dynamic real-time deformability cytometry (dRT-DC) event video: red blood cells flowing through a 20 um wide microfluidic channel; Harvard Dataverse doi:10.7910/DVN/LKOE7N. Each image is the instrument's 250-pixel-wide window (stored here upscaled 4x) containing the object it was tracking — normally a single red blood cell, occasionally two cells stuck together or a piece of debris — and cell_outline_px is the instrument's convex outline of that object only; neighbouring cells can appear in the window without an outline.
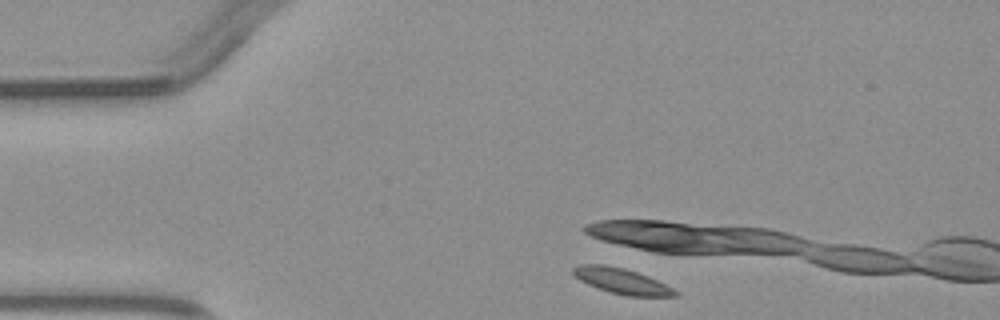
{"species": "common noctule bat (a hibernating species)", "species_latin": "Nyctalus noctula", "temperature_condition": "warm", "stored_images_in_passage": 3, "camera_frame_rate_fps": 3000, "um_per_image_px": 0.085, "animal": {"sex": "male", "body_mass_g": 23.1, "forearm_length_mm": 52.7}, "frame": {"image": 1, "passage_image": 1, "time_ms": 0.0, "image_size_px": [1000, 320], "cell_outline_px": [[680, 296], [628, 296], [612, 292], [588, 284], [580, 280], [572, 272], [572, 268], [576, 264], [604, 264], [624, 268], [648, 276], [680, 292]], "centroid_in_image_um": [52.85, 23.87], "position_along_channel_um": 32.1, "area_um2": 15.03}}